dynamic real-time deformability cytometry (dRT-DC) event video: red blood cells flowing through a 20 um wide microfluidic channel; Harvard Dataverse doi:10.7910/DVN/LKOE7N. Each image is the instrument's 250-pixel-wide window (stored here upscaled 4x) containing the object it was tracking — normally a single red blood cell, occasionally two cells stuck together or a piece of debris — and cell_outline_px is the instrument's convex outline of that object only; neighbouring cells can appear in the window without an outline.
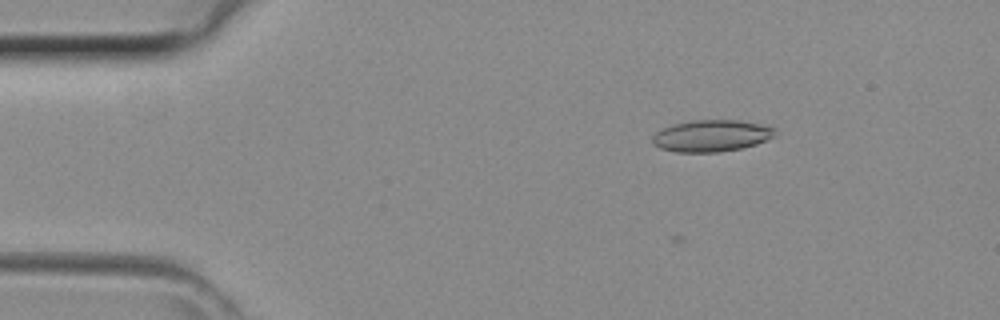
{"species": "common noctule bat (a hibernating species)", "species_latin": "Nyctalus noctula", "temperature_condition": "room temperature", "stored_images_in_passage": 36, "camera_frame_rate_fps": 3000, "um_per_image_px": 0.085, "animal": {"sex": "female", "body_mass_g": 29.2, "forearm_length_mm": 56.3}, "frame": {"image": 1, "passage_image": 2, "time_ms": 0.333, "image_size_px": [1000, 320], "cell_outline_px": [[776, 128], [772, 136], [756, 144], [744, 148], [720, 152], [676, 152], [660, 148], [652, 144], [652, 136], [656, 132], [672, 124], [692, 120], [740, 120], [760, 124]], "centroid_in_image_um": [60.44, 11.54], "position_along_channel_um": 24.6, "area_um2": 22.66}}
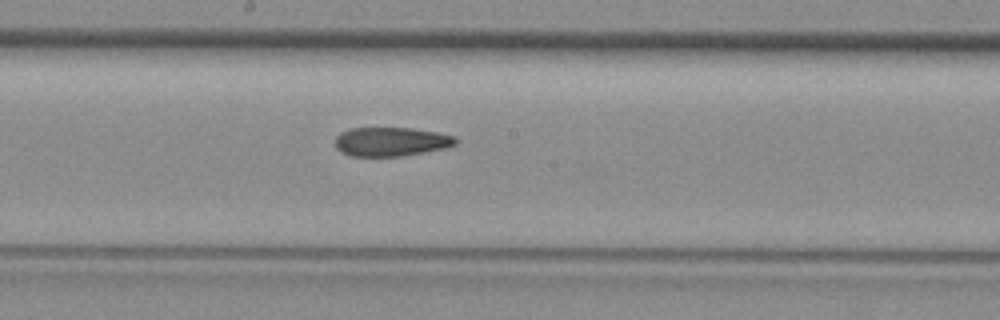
{"frame": {"image": 2, "passage_image": 18, "time_ms": 5.667, "image_size_px": [1000, 320], "cell_outline_px": [[460, 140], [456, 144], [448, 148], [400, 156], [352, 156], [340, 152], [336, 148], [336, 136], [340, 132], [352, 128], [412, 128], [436, 132], [456, 136]], "centroid_in_image_um": [33.28, 12.04], "position_along_channel_um": 214.9, "area_um2": 20.52}}
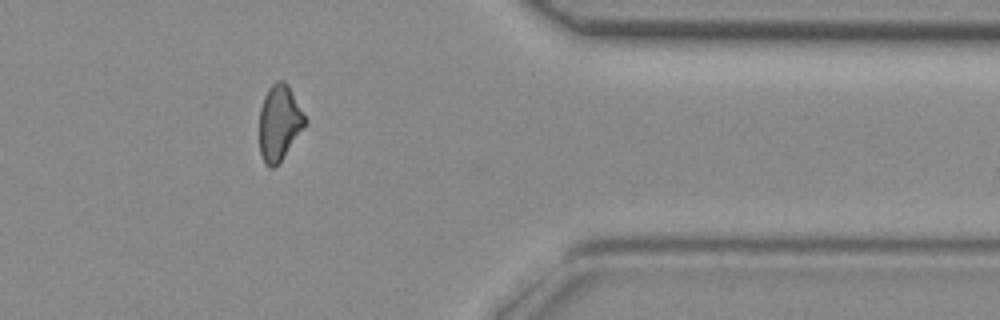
{"frame": {"image": 3, "passage_image": 30, "time_ms": 9.667, "image_size_px": [1000, 320], "cell_outline_px": [[308, 120], [280, 160], [272, 168], [268, 168], [264, 164], [260, 152], [260, 108], [264, 96], [268, 88], [276, 80], [280, 80], [288, 84]], "centroid_in_image_um": [23.73, 10.39], "position_along_channel_um": 387.7, "area_um2": 19.77}}